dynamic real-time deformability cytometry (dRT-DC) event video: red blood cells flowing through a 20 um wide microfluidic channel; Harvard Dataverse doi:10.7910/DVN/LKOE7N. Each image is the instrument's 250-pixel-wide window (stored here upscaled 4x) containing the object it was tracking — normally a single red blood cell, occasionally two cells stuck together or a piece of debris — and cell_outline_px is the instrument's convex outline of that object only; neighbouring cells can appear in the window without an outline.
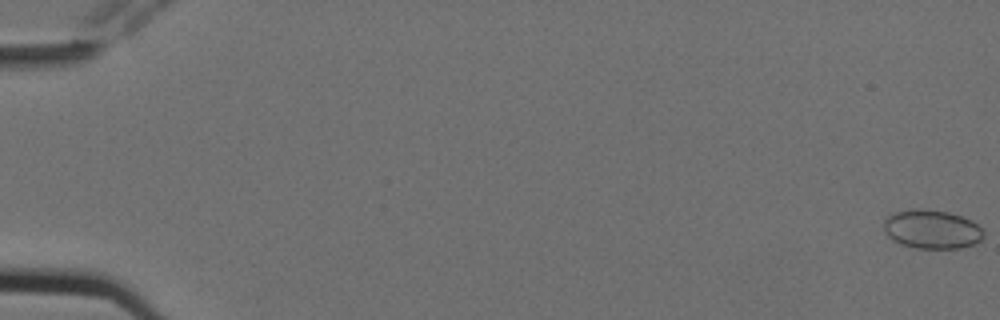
{"species": "Egyptian fruit bat (a non-hibernating species)", "species_latin": "Rousettus aegyptiacus", "temperature_condition": "cold", "stored_images_in_passage": 12, "camera_frame_rate_fps": 3000, "um_per_image_px": 0.085, "animal": {"sex": "female"}, "frame": {"image": 1, "passage_image": 1, "time_ms": 0.0, "image_size_px": [1000, 320], "cell_outline_px": [[984, 236], [976, 244], [960, 248], [916, 248], [900, 244], [892, 240], [884, 232], [884, 220], [888, 216], [896, 212], [912, 208], [916, 208], [948, 212], [972, 220], [984, 232]], "centroid_in_image_um": [79.2, 19.49], "position_along_channel_um": 5.8, "area_um2": 22.66}}
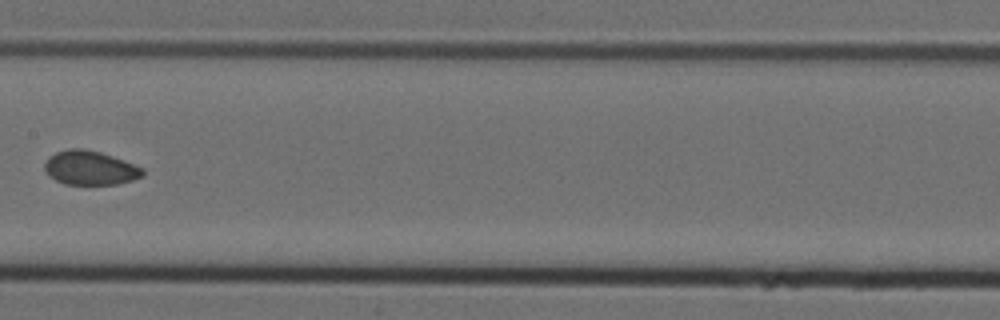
{"frame": {"image": 2, "passage_image": 9, "time_ms": 2.667, "image_size_px": [1000, 320], "cell_outline_px": [[144, 176], [132, 180], [116, 184], [64, 184], [48, 176], [44, 168], [44, 164], [48, 156], [56, 152], [68, 148], [84, 148], [100, 152], [124, 160], [144, 168]], "centroid_in_image_um": [7.64, 14.26], "position_along_channel_um": 199.8, "area_um2": 19.65}}
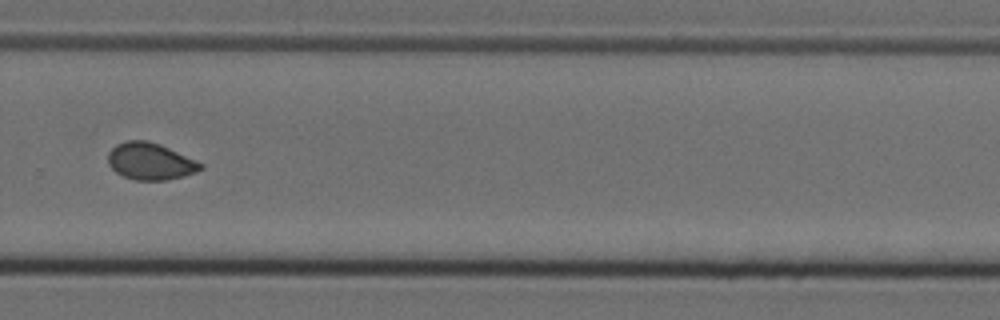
{"frame": {"image": 3, "passage_image": 12, "time_ms": 3.667, "image_size_px": [1000, 320], "cell_outline_px": [[204, 168], [196, 172], [184, 176], [168, 180], [136, 180], [124, 176], [116, 172], [108, 164], [108, 152], [116, 144], [128, 140], [148, 140], [160, 144], [196, 160], [204, 164]], "centroid_in_image_um": [12.79, 13.71], "position_along_channel_um": 317.0, "area_um2": 20.0}}